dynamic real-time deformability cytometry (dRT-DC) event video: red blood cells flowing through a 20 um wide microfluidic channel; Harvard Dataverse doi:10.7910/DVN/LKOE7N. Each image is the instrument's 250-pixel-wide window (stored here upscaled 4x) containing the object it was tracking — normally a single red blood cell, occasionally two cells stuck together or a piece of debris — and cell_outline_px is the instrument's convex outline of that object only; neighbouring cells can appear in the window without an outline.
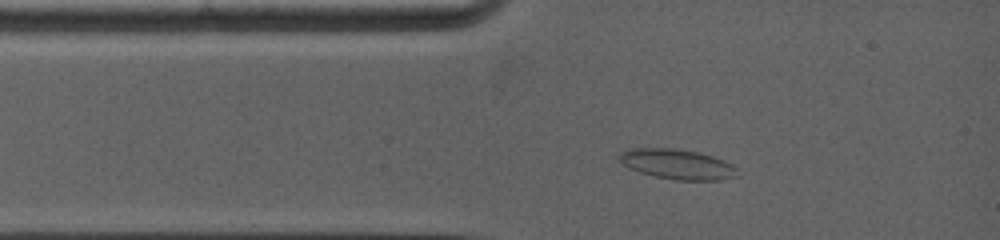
{"species": "common noctule bat (a hibernating species)", "species_latin": "Nyctalus noctula", "temperature_condition": "warm", "stored_images_in_passage": 3, "camera_frame_rate_fps": 5000, "um_per_image_px": 0.085, "animal": {"sex": "female", "body_mass_g": 19.0, "forearm_length_mm": 53.3}, "frame": {"image": 1, "passage_image": 2, "time_ms": 0.8, "image_size_px": [1000, 240], "cell_outline_px": [[740, 176], [720, 180], [676, 180], [656, 176], [640, 172], [628, 168], [620, 160], [620, 152], [628, 148], [672, 148], [700, 152], [724, 160], [732, 164], [736, 168]], "centroid_in_image_um": [57.61, 13.95], "position_along_channel_um": 27.4, "area_um2": 20.75}}